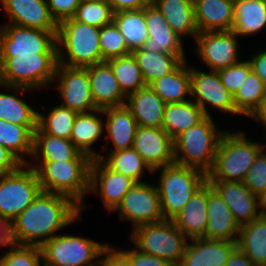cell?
Returning <instances> with one entry per match:
<instances>
[{
    "label": "cell",
    "mask_w": 266,
    "mask_h": 266,
    "mask_svg": "<svg viewBox=\"0 0 266 266\" xmlns=\"http://www.w3.org/2000/svg\"><path fill=\"white\" fill-rule=\"evenodd\" d=\"M81 217V207L70 198L41 191L10 223L12 243L41 247Z\"/></svg>",
    "instance_id": "obj_1"
},
{
    "label": "cell",
    "mask_w": 266,
    "mask_h": 266,
    "mask_svg": "<svg viewBox=\"0 0 266 266\" xmlns=\"http://www.w3.org/2000/svg\"><path fill=\"white\" fill-rule=\"evenodd\" d=\"M92 160H67L55 162H32L43 192L60 194L81 207V215L89 194L90 165Z\"/></svg>",
    "instance_id": "obj_2"
},
{
    "label": "cell",
    "mask_w": 266,
    "mask_h": 266,
    "mask_svg": "<svg viewBox=\"0 0 266 266\" xmlns=\"http://www.w3.org/2000/svg\"><path fill=\"white\" fill-rule=\"evenodd\" d=\"M266 143L247 138L240 130L226 131L219 143L207 180L242 182Z\"/></svg>",
    "instance_id": "obj_3"
},
{
    "label": "cell",
    "mask_w": 266,
    "mask_h": 266,
    "mask_svg": "<svg viewBox=\"0 0 266 266\" xmlns=\"http://www.w3.org/2000/svg\"><path fill=\"white\" fill-rule=\"evenodd\" d=\"M214 121L213 116H206L173 139L175 163L199 169L206 174L212 169L220 140L226 132L217 127Z\"/></svg>",
    "instance_id": "obj_4"
},
{
    "label": "cell",
    "mask_w": 266,
    "mask_h": 266,
    "mask_svg": "<svg viewBox=\"0 0 266 266\" xmlns=\"http://www.w3.org/2000/svg\"><path fill=\"white\" fill-rule=\"evenodd\" d=\"M100 28L70 18L58 24V64L86 68L105 62L99 44Z\"/></svg>",
    "instance_id": "obj_5"
},
{
    "label": "cell",
    "mask_w": 266,
    "mask_h": 266,
    "mask_svg": "<svg viewBox=\"0 0 266 266\" xmlns=\"http://www.w3.org/2000/svg\"><path fill=\"white\" fill-rule=\"evenodd\" d=\"M159 173L156 184L165 220H172L194 193L207 182V174L199 169L173 163L153 171Z\"/></svg>",
    "instance_id": "obj_6"
},
{
    "label": "cell",
    "mask_w": 266,
    "mask_h": 266,
    "mask_svg": "<svg viewBox=\"0 0 266 266\" xmlns=\"http://www.w3.org/2000/svg\"><path fill=\"white\" fill-rule=\"evenodd\" d=\"M57 65L58 53L0 57V84L38 92L53 84Z\"/></svg>",
    "instance_id": "obj_7"
},
{
    "label": "cell",
    "mask_w": 266,
    "mask_h": 266,
    "mask_svg": "<svg viewBox=\"0 0 266 266\" xmlns=\"http://www.w3.org/2000/svg\"><path fill=\"white\" fill-rule=\"evenodd\" d=\"M130 240L140 252L168 260L178 266L189 239L172 220L139 225L130 230Z\"/></svg>",
    "instance_id": "obj_8"
},
{
    "label": "cell",
    "mask_w": 266,
    "mask_h": 266,
    "mask_svg": "<svg viewBox=\"0 0 266 266\" xmlns=\"http://www.w3.org/2000/svg\"><path fill=\"white\" fill-rule=\"evenodd\" d=\"M82 236L59 233L46 241L40 247L43 266H96L109 244Z\"/></svg>",
    "instance_id": "obj_9"
},
{
    "label": "cell",
    "mask_w": 266,
    "mask_h": 266,
    "mask_svg": "<svg viewBox=\"0 0 266 266\" xmlns=\"http://www.w3.org/2000/svg\"><path fill=\"white\" fill-rule=\"evenodd\" d=\"M41 191L37 174L28 165L0 175V218L11 223Z\"/></svg>",
    "instance_id": "obj_10"
},
{
    "label": "cell",
    "mask_w": 266,
    "mask_h": 266,
    "mask_svg": "<svg viewBox=\"0 0 266 266\" xmlns=\"http://www.w3.org/2000/svg\"><path fill=\"white\" fill-rule=\"evenodd\" d=\"M57 32L4 23L0 25V57L57 53Z\"/></svg>",
    "instance_id": "obj_11"
},
{
    "label": "cell",
    "mask_w": 266,
    "mask_h": 266,
    "mask_svg": "<svg viewBox=\"0 0 266 266\" xmlns=\"http://www.w3.org/2000/svg\"><path fill=\"white\" fill-rule=\"evenodd\" d=\"M119 218L132 223V229L139 225L161 222L160 194L157 185L147 182L136 183L122 198L114 210Z\"/></svg>",
    "instance_id": "obj_12"
},
{
    "label": "cell",
    "mask_w": 266,
    "mask_h": 266,
    "mask_svg": "<svg viewBox=\"0 0 266 266\" xmlns=\"http://www.w3.org/2000/svg\"><path fill=\"white\" fill-rule=\"evenodd\" d=\"M53 84L55 86L51 87L58 89L62 106L78 114L98 109L92 97L87 67H69L58 64Z\"/></svg>",
    "instance_id": "obj_13"
},
{
    "label": "cell",
    "mask_w": 266,
    "mask_h": 266,
    "mask_svg": "<svg viewBox=\"0 0 266 266\" xmlns=\"http://www.w3.org/2000/svg\"><path fill=\"white\" fill-rule=\"evenodd\" d=\"M191 99L203 110L206 116H212L209 105L220 112L240 115L237 112L233 94L222 84L218 71H201L190 65ZM208 106V107H207Z\"/></svg>",
    "instance_id": "obj_14"
},
{
    "label": "cell",
    "mask_w": 266,
    "mask_h": 266,
    "mask_svg": "<svg viewBox=\"0 0 266 266\" xmlns=\"http://www.w3.org/2000/svg\"><path fill=\"white\" fill-rule=\"evenodd\" d=\"M239 36L232 31L202 32L197 35L195 54L210 71L239 63Z\"/></svg>",
    "instance_id": "obj_15"
},
{
    "label": "cell",
    "mask_w": 266,
    "mask_h": 266,
    "mask_svg": "<svg viewBox=\"0 0 266 266\" xmlns=\"http://www.w3.org/2000/svg\"><path fill=\"white\" fill-rule=\"evenodd\" d=\"M136 182L111 170L101 159H92L90 165L89 195H99L105 209L111 213Z\"/></svg>",
    "instance_id": "obj_16"
},
{
    "label": "cell",
    "mask_w": 266,
    "mask_h": 266,
    "mask_svg": "<svg viewBox=\"0 0 266 266\" xmlns=\"http://www.w3.org/2000/svg\"><path fill=\"white\" fill-rule=\"evenodd\" d=\"M132 148L152 171L175 163L173 138L163 128L138 126Z\"/></svg>",
    "instance_id": "obj_17"
},
{
    "label": "cell",
    "mask_w": 266,
    "mask_h": 266,
    "mask_svg": "<svg viewBox=\"0 0 266 266\" xmlns=\"http://www.w3.org/2000/svg\"><path fill=\"white\" fill-rule=\"evenodd\" d=\"M222 197L239 225L258 218L263 209L259 196L252 193L243 182L225 180H207Z\"/></svg>",
    "instance_id": "obj_18"
},
{
    "label": "cell",
    "mask_w": 266,
    "mask_h": 266,
    "mask_svg": "<svg viewBox=\"0 0 266 266\" xmlns=\"http://www.w3.org/2000/svg\"><path fill=\"white\" fill-rule=\"evenodd\" d=\"M144 14L149 38L142 49L150 52L170 53L178 55L183 61L187 60L184 39L167 24L159 8L151 2L144 7Z\"/></svg>",
    "instance_id": "obj_19"
},
{
    "label": "cell",
    "mask_w": 266,
    "mask_h": 266,
    "mask_svg": "<svg viewBox=\"0 0 266 266\" xmlns=\"http://www.w3.org/2000/svg\"><path fill=\"white\" fill-rule=\"evenodd\" d=\"M8 23L44 31H58L46 0H0Z\"/></svg>",
    "instance_id": "obj_20"
},
{
    "label": "cell",
    "mask_w": 266,
    "mask_h": 266,
    "mask_svg": "<svg viewBox=\"0 0 266 266\" xmlns=\"http://www.w3.org/2000/svg\"><path fill=\"white\" fill-rule=\"evenodd\" d=\"M103 116L106 118L104 128L106 143L101 147V151H98V158L106 151L132 148L138 125L129 109L125 105L107 107L103 109ZM109 142L112 143V147L108 150Z\"/></svg>",
    "instance_id": "obj_21"
},
{
    "label": "cell",
    "mask_w": 266,
    "mask_h": 266,
    "mask_svg": "<svg viewBox=\"0 0 266 266\" xmlns=\"http://www.w3.org/2000/svg\"><path fill=\"white\" fill-rule=\"evenodd\" d=\"M207 226L206 239L237 241L240 225L228 205L207 181Z\"/></svg>",
    "instance_id": "obj_22"
},
{
    "label": "cell",
    "mask_w": 266,
    "mask_h": 266,
    "mask_svg": "<svg viewBox=\"0 0 266 266\" xmlns=\"http://www.w3.org/2000/svg\"><path fill=\"white\" fill-rule=\"evenodd\" d=\"M237 241L190 239L178 266H225Z\"/></svg>",
    "instance_id": "obj_23"
},
{
    "label": "cell",
    "mask_w": 266,
    "mask_h": 266,
    "mask_svg": "<svg viewBox=\"0 0 266 266\" xmlns=\"http://www.w3.org/2000/svg\"><path fill=\"white\" fill-rule=\"evenodd\" d=\"M87 71L92 97L98 109L125 105L126 95L106 61L87 67Z\"/></svg>",
    "instance_id": "obj_24"
},
{
    "label": "cell",
    "mask_w": 266,
    "mask_h": 266,
    "mask_svg": "<svg viewBox=\"0 0 266 266\" xmlns=\"http://www.w3.org/2000/svg\"><path fill=\"white\" fill-rule=\"evenodd\" d=\"M125 106L131 112L138 126L163 127V114L166 103L150 85H146L137 92L127 95Z\"/></svg>",
    "instance_id": "obj_25"
},
{
    "label": "cell",
    "mask_w": 266,
    "mask_h": 266,
    "mask_svg": "<svg viewBox=\"0 0 266 266\" xmlns=\"http://www.w3.org/2000/svg\"><path fill=\"white\" fill-rule=\"evenodd\" d=\"M199 33L231 31L234 25V0H193Z\"/></svg>",
    "instance_id": "obj_26"
},
{
    "label": "cell",
    "mask_w": 266,
    "mask_h": 266,
    "mask_svg": "<svg viewBox=\"0 0 266 266\" xmlns=\"http://www.w3.org/2000/svg\"><path fill=\"white\" fill-rule=\"evenodd\" d=\"M92 160L82 153L71 140L45 134L39 127L34 131L31 162Z\"/></svg>",
    "instance_id": "obj_27"
},
{
    "label": "cell",
    "mask_w": 266,
    "mask_h": 266,
    "mask_svg": "<svg viewBox=\"0 0 266 266\" xmlns=\"http://www.w3.org/2000/svg\"><path fill=\"white\" fill-rule=\"evenodd\" d=\"M207 182L198 189L172 222L187 238L205 237L207 226Z\"/></svg>",
    "instance_id": "obj_28"
},
{
    "label": "cell",
    "mask_w": 266,
    "mask_h": 266,
    "mask_svg": "<svg viewBox=\"0 0 266 266\" xmlns=\"http://www.w3.org/2000/svg\"><path fill=\"white\" fill-rule=\"evenodd\" d=\"M100 115H103V109L77 114L71 132L70 140L91 159H98V152L92 146L105 136V119Z\"/></svg>",
    "instance_id": "obj_29"
},
{
    "label": "cell",
    "mask_w": 266,
    "mask_h": 266,
    "mask_svg": "<svg viewBox=\"0 0 266 266\" xmlns=\"http://www.w3.org/2000/svg\"><path fill=\"white\" fill-rule=\"evenodd\" d=\"M0 88L1 90L7 89L6 92L11 91V93L0 91V119L18 125H38L39 110L28 104L22 97L26 91L32 92L33 89L22 86H6L3 84H0Z\"/></svg>",
    "instance_id": "obj_30"
},
{
    "label": "cell",
    "mask_w": 266,
    "mask_h": 266,
    "mask_svg": "<svg viewBox=\"0 0 266 266\" xmlns=\"http://www.w3.org/2000/svg\"><path fill=\"white\" fill-rule=\"evenodd\" d=\"M159 8L167 24L182 39L190 37L194 41L199 30L195 21L193 0H152Z\"/></svg>",
    "instance_id": "obj_31"
},
{
    "label": "cell",
    "mask_w": 266,
    "mask_h": 266,
    "mask_svg": "<svg viewBox=\"0 0 266 266\" xmlns=\"http://www.w3.org/2000/svg\"><path fill=\"white\" fill-rule=\"evenodd\" d=\"M37 128L38 125H18L0 119V145L27 165L33 154L34 131Z\"/></svg>",
    "instance_id": "obj_32"
},
{
    "label": "cell",
    "mask_w": 266,
    "mask_h": 266,
    "mask_svg": "<svg viewBox=\"0 0 266 266\" xmlns=\"http://www.w3.org/2000/svg\"><path fill=\"white\" fill-rule=\"evenodd\" d=\"M189 65L187 60H185L174 71L156 79L150 84L151 88L166 104L179 103L191 99Z\"/></svg>",
    "instance_id": "obj_33"
},
{
    "label": "cell",
    "mask_w": 266,
    "mask_h": 266,
    "mask_svg": "<svg viewBox=\"0 0 266 266\" xmlns=\"http://www.w3.org/2000/svg\"><path fill=\"white\" fill-rule=\"evenodd\" d=\"M266 27V1L234 0V25L232 32L238 36L252 37Z\"/></svg>",
    "instance_id": "obj_34"
},
{
    "label": "cell",
    "mask_w": 266,
    "mask_h": 266,
    "mask_svg": "<svg viewBox=\"0 0 266 266\" xmlns=\"http://www.w3.org/2000/svg\"><path fill=\"white\" fill-rule=\"evenodd\" d=\"M237 247L251 259L256 266H266V213L241 225Z\"/></svg>",
    "instance_id": "obj_35"
},
{
    "label": "cell",
    "mask_w": 266,
    "mask_h": 266,
    "mask_svg": "<svg viewBox=\"0 0 266 266\" xmlns=\"http://www.w3.org/2000/svg\"><path fill=\"white\" fill-rule=\"evenodd\" d=\"M206 115L203 110L189 99L179 103H168L163 114V129L174 139L181 132L194 127Z\"/></svg>",
    "instance_id": "obj_36"
},
{
    "label": "cell",
    "mask_w": 266,
    "mask_h": 266,
    "mask_svg": "<svg viewBox=\"0 0 266 266\" xmlns=\"http://www.w3.org/2000/svg\"><path fill=\"white\" fill-rule=\"evenodd\" d=\"M140 67L143 80L150 85L156 79L174 71L183 60L170 53L150 52L142 48L131 52Z\"/></svg>",
    "instance_id": "obj_37"
},
{
    "label": "cell",
    "mask_w": 266,
    "mask_h": 266,
    "mask_svg": "<svg viewBox=\"0 0 266 266\" xmlns=\"http://www.w3.org/2000/svg\"><path fill=\"white\" fill-rule=\"evenodd\" d=\"M101 159L111 170L132 178L136 183H144L143 174L145 171L153 173L143 158L133 149L120 151H108L101 154ZM143 180V181H142Z\"/></svg>",
    "instance_id": "obj_38"
},
{
    "label": "cell",
    "mask_w": 266,
    "mask_h": 266,
    "mask_svg": "<svg viewBox=\"0 0 266 266\" xmlns=\"http://www.w3.org/2000/svg\"><path fill=\"white\" fill-rule=\"evenodd\" d=\"M113 21L118 26L131 52L144 46L149 38L144 8L115 12Z\"/></svg>",
    "instance_id": "obj_39"
},
{
    "label": "cell",
    "mask_w": 266,
    "mask_h": 266,
    "mask_svg": "<svg viewBox=\"0 0 266 266\" xmlns=\"http://www.w3.org/2000/svg\"><path fill=\"white\" fill-rule=\"evenodd\" d=\"M56 105V106H55ZM48 110L41 106V110L49 111L46 115L38 111V127L45 133L59 138L70 140L74 121L77 117L75 111L59 105L58 103Z\"/></svg>",
    "instance_id": "obj_40"
},
{
    "label": "cell",
    "mask_w": 266,
    "mask_h": 266,
    "mask_svg": "<svg viewBox=\"0 0 266 266\" xmlns=\"http://www.w3.org/2000/svg\"><path fill=\"white\" fill-rule=\"evenodd\" d=\"M113 69L122 92L127 96L146 86L140 67L132 53L106 61Z\"/></svg>",
    "instance_id": "obj_41"
},
{
    "label": "cell",
    "mask_w": 266,
    "mask_h": 266,
    "mask_svg": "<svg viewBox=\"0 0 266 266\" xmlns=\"http://www.w3.org/2000/svg\"><path fill=\"white\" fill-rule=\"evenodd\" d=\"M266 97V85L251 71L242 86L233 95L240 116L250 117Z\"/></svg>",
    "instance_id": "obj_42"
},
{
    "label": "cell",
    "mask_w": 266,
    "mask_h": 266,
    "mask_svg": "<svg viewBox=\"0 0 266 266\" xmlns=\"http://www.w3.org/2000/svg\"><path fill=\"white\" fill-rule=\"evenodd\" d=\"M73 18L81 23L101 28L113 22L114 12L106 0H81Z\"/></svg>",
    "instance_id": "obj_43"
},
{
    "label": "cell",
    "mask_w": 266,
    "mask_h": 266,
    "mask_svg": "<svg viewBox=\"0 0 266 266\" xmlns=\"http://www.w3.org/2000/svg\"><path fill=\"white\" fill-rule=\"evenodd\" d=\"M2 251L0 266H43L42 252L39 246L11 244Z\"/></svg>",
    "instance_id": "obj_44"
},
{
    "label": "cell",
    "mask_w": 266,
    "mask_h": 266,
    "mask_svg": "<svg viewBox=\"0 0 266 266\" xmlns=\"http://www.w3.org/2000/svg\"><path fill=\"white\" fill-rule=\"evenodd\" d=\"M99 44L104 61L131 53L114 21L100 28Z\"/></svg>",
    "instance_id": "obj_45"
},
{
    "label": "cell",
    "mask_w": 266,
    "mask_h": 266,
    "mask_svg": "<svg viewBox=\"0 0 266 266\" xmlns=\"http://www.w3.org/2000/svg\"><path fill=\"white\" fill-rule=\"evenodd\" d=\"M243 184L260 198L266 192V147L259 153Z\"/></svg>",
    "instance_id": "obj_46"
},
{
    "label": "cell",
    "mask_w": 266,
    "mask_h": 266,
    "mask_svg": "<svg viewBox=\"0 0 266 266\" xmlns=\"http://www.w3.org/2000/svg\"><path fill=\"white\" fill-rule=\"evenodd\" d=\"M251 71V65L249 61L245 59L227 68L218 70V73L222 84L231 94L234 95L247 79L248 74Z\"/></svg>",
    "instance_id": "obj_47"
},
{
    "label": "cell",
    "mask_w": 266,
    "mask_h": 266,
    "mask_svg": "<svg viewBox=\"0 0 266 266\" xmlns=\"http://www.w3.org/2000/svg\"><path fill=\"white\" fill-rule=\"evenodd\" d=\"M116 248L125 256L128 266H174L166 259L144 254L135 247L129 250Z\"/></svg>",
    "instance_id": "obj_48"
},
{
    "label": "cell",
    "mask_w": 266,
    "mask_h": 266,
    "mask_svg": "<svg viewBox=\"0 0 266 266\" xmlns=\"http://www.w3.org/2000/svg\"><path fill=\"white\" fill-rule=\"evenodd\" d=\"M50 14L57 24L73 18L81 0H46Z\"/></svg>",
    "instance_id": "obj_49"
},
{
    "label": "cell",
    "mask_w": 266,
    "mask_h": 266,
    "mask_svg": "<svg viewBox=\"0 0 266 266\" xmlns=\"http://www.w3.org/2000/svg\"><path fill=\"white\" fill-rule=\"evenodd\" d=\"M96 266H128L125 256L116 248L108 247L100 254Z\"/></svg>",
    "instance_id": "obj_50"
},
{
    "label": "cell",
    "mask_w": 266,
    "mask_h": 266,
    "mask_svg": "<svg viewBox=\"0 0 266 266\" xmlns=\"http://www.w3.org/2000/svg\"><path fill=\"white\" fill-rule=\"evenodd\" d=\"M22 165L9 150L0 145V175L13 173Z\"/></svg>",
    "instance_id": "obj_51"
},
{
    "label": "cell",
    "mask_w": 266,
    "mask_h": 266,
    "mask_svg": "<svg viewBox=\"0 0 266 266\" xmlns=\"http://www.w3.org/2000/svg\"><path fill=\"white\" fill-rule=\"evenodd\" d=\"M248 59L252 71L263 81L266 85V49L259 50L256 54H252Z\"/></svg>",
    "instance_id": "obj_52"
},
{
    "label": "cell",
    "mask_w": 266,
    "mask_h": 266,
    "mask_svg": "<svg viewBox=\"0 0 266 266\" xmlns=\"http://www.w3.org/2000/svg\"><path fill=\"white\" fill-rule=\"evenodd\" d=\"M112 7L113 12L125 10H139L148 6L152 0H106Z\"/></svg>",
    "instance_id": "obj_53"
},
{
    "label": "cell",
    "mask_w": 266,
    "mask_h": 266,
    "mask_svg": "<svg viewBox=\"0 0 266 266\" xmlns=\"http://www.w3.org/2000/svg\"><path fill=\"white\" fill-rule=\"evenodd\" d=\"M225 266H256L255 263L249 259L245 253L236 247L231 255Z\"/></svg>",
    "instance_id": "obj_54"
},
{
    "label": "cell",
    "mask_w": 266,
    "mask_h": 266,
    "mask_svg": "<svg viewBox=\"0 0 266 266\" xmlns=\"http://www.w3.org/2000/svg\"><path fill=\"white\" fill-rule=\"evenodd\" d=\"M12 244L10 223L0 218V248L8 247Z\"/></svg>",
    "instance_id": "obj_55"
},
{
    "label": "cell",
    "mask_w": 266,
    "mask_h": 266,
    "mask_svg": "<svg viewBox=\"0 0 266 266\" xmlns=\"http://www.w3.org/2000/svg\"><path fill=\"white\" fill-rule=\"evenodd\" d=\"M255 122L262 125V128L266 131V97L261 101L259 107L252 113V115L249 117ZM266 136V132H265ZM266 141V137H265Z\"/></svg>",
    "instance_id": "obj_56"
},
{
    "label": "cell",
    "mask_w": 266,
    "mask_h": 266,
    "mask_svg": "<svg viewBox=\"0 0 266 266\" xmlns=\"http://www.w3.org/2000/svg\"><path fill=\"white\" fill-rule=\"evenodd\" d=\"M260 199H261V206H262L263 212L266 213V192Z\"/></svg>",
    "instance_id": "obj_57"
}]
</instances>
